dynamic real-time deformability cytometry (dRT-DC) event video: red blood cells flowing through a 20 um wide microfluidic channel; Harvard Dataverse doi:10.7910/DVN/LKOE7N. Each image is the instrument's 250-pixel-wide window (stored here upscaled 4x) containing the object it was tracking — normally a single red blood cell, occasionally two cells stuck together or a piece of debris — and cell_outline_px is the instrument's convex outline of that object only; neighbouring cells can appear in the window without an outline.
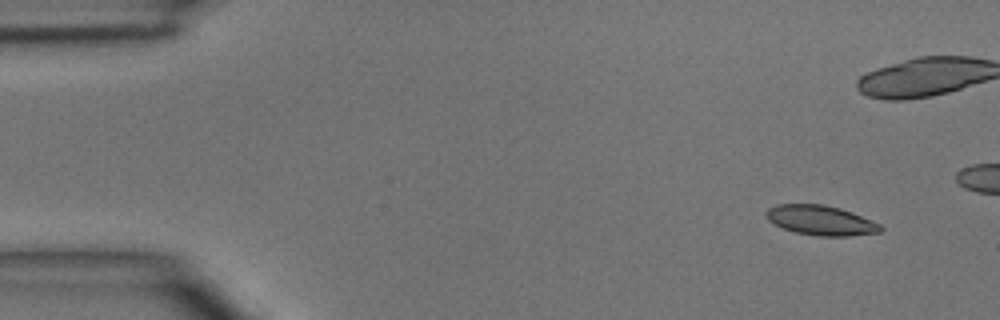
{"species": "common noctule bat (a hibernating species)", "species_latin": "Nyctalus noctula", "temperature_condition": "room temperature", "stored_images_in_passage": 4, "camera_frame_rate_fps": 3000, "um_per_image_px": 0.085, "animal": {"sex": "male", "body_mass_g": 15.6}, "frame": {"image": 1, "passage_image": 1, "time_ms": 0.0, "image_size_px": [1000, 320], "cell_outline_px": [[884, 228], [880, 232], [848, 236], [820, 236], [796, 232], [784, 228], [768, 220], [764, 212], [768, 208], [776, 204], [824, 204], [840, 208], [852, 212], [880, 224]], "centroid_in_image_um": [69.76, 18.72], "position_along_channel_um": 15.2, "area_um2": 19.77}}